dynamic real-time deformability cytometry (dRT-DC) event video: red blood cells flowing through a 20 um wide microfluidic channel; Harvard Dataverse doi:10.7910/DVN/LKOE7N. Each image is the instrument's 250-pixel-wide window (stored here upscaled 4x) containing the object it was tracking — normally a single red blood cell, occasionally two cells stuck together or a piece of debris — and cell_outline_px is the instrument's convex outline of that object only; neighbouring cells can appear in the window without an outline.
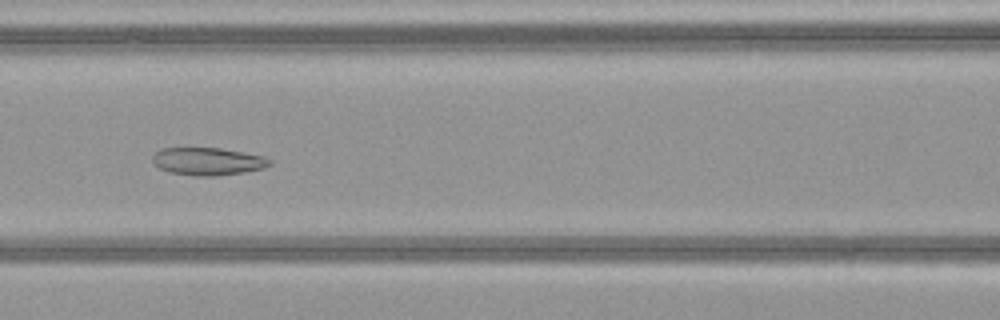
{"species": "common noctule bat (a hibernating species)", "species_latin": "Nyctalus noctula", "temperature_condition": "warm", "stored_images_in_passage": 51, "camera_frame_rate_fps": 3000, "um_per_image_px": 0.085, "animal": {"sex": "female", "body_mass_g": 21.9}, "frame": {"image": 1, "passage_image": 23, "time_ms": 7.333, "image_size_px": [1000, 320], "cell_outline_px": [[272, 164], [264, 168], [244, 172], [216, 176], [196, 176], [168, 172], [152, 164], [152, 156], [160, 148], [220, 148], [244, 152], [264, 156], [272, 160]], "centroid_in_image_um": [17.66, 13.72], "position_along_channel_um": 148.9, "area_um2": 19.07}}
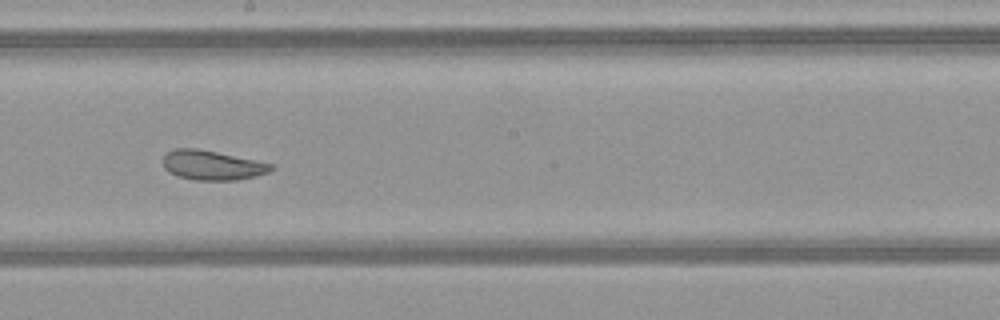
{"frame": {"image": 2, "passage_image": 29, "time_ms": 9.333, "image_size_px": [1000, 320], "cell_outline_px": [[276, 168], [268, 172], [256, 176], [236, 180], [192, 180], [168, 172], [164, 168], [164, 156], [172, 148], [196, 148], [216, 152], [272, 164]], "centroid_in_image_um": [18.02, 14.05], "position_along_channel_um": 230.2, "area_um2": 18.44}}
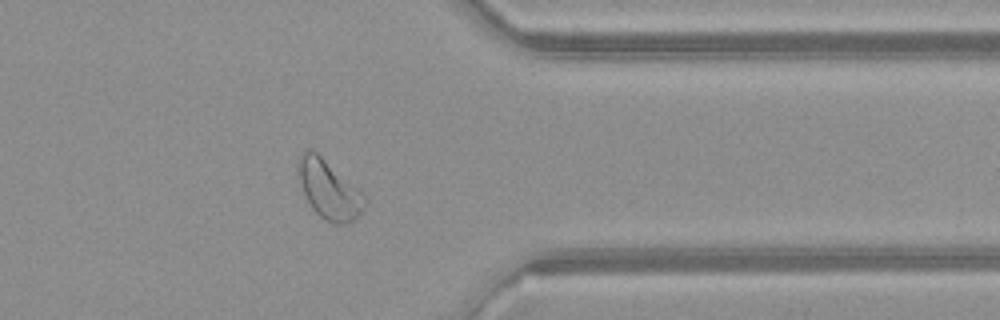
{"frame": {"image": 3, "passage_image": 41, "time_ms": 13.333, "image_size_px": [1000, 320], "cell_outline_px": [[368, 200], [364, 208], [348, 224], [332, 224], [324, 220], [312, 208], [296, 176], [296, 164], [300, 152], [308, 148], [316, 152], [356, 188]], "centroid_in_image_um": [27.89, 16.11], "position_along_channel_um": 383.5, "area_um2": 22.48}, "authors_computed_cell_mechanics": {"area_um2": 24.9118, "velocity_mm_per_s": 4.0721, "shape_relaxation_time_tau1_ms": null, "shape_relaxation_time_tau2_ms": 2.618, "deformation_change_tau1": null, "deformation_change_tau2": 0.1018}}